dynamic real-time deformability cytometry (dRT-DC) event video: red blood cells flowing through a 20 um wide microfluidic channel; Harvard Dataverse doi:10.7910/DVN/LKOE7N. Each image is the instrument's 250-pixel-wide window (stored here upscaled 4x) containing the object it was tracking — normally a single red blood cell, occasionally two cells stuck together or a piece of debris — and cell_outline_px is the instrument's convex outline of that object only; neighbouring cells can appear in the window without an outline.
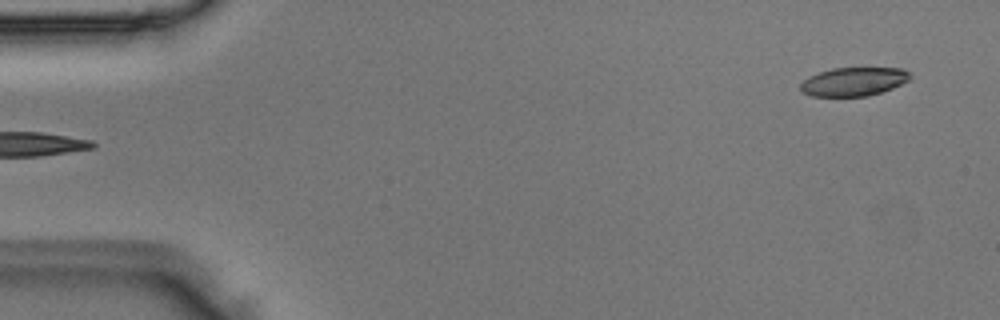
{"species": "Egyptian fruit bat (a non-hibernating species)", "species_latin": "Rousettus aegyptiacus", "temperature_condition": "room temperature", "stored_images_in_passage": 6, "camera_frame_rate_fps": 3000, "um_per_image_px": 0.085, "animal": {"sex": "male"}, "frame": {"image": 1, "passage_image": 6, "time_ms": 1.667, "image_size_px": [1000, 320], "cell_outline_px": [[912, 76], [908, 80], [892, 88], [868, 96], [812, 96], [804, 92], [800, 88], [800, 84], [808, 76], [832, 68], [904, 68]], "centroid_in_image_um": [72.56, 6.93], "position_along_channel_um": 12.4, "area_um2": 18.15}}